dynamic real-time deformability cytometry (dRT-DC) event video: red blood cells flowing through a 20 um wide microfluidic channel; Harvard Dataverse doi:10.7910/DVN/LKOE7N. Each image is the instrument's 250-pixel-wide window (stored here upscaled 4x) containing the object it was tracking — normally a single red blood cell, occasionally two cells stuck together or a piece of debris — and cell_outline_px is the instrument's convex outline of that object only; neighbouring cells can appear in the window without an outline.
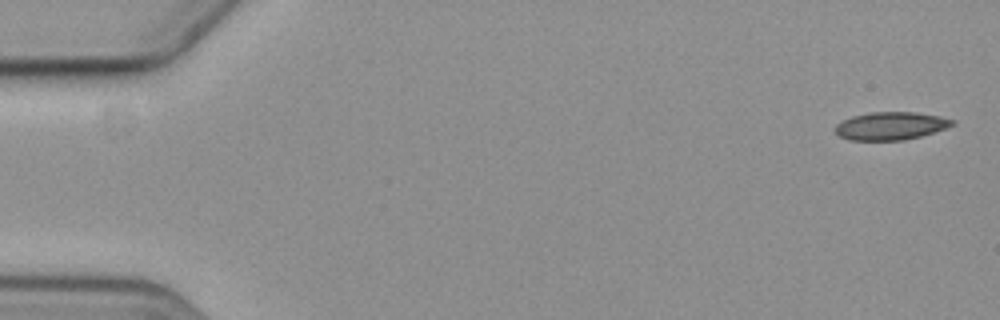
{"species": "common noctule bat (a hibernating species)", "species_latin": "Nyctalus noctula", "temperature_condition": "cold", "stored_images_in_passage": 6, "segment_of_instrument_passage": [1, 2], "camera_frame_rate_fps": 3000, "um_per_image_px": 0.085, "animal": {"sex": "female", "body_mass_g": 19.3, "forearm_length_mm": 54.1}, "frame": {"image": 1, "passage_image": 1, "time_ms": 0.0, "image_size_px": [1000, 320], "cell_outline_px": [[956, 124], [948, 128], [920, 136], [904, 140], [848, 140], [840, 136], [836, 132], [836, 124], [852, 116], [872, 112], [916, 112], [940, 116], [956, 120]], "centroid_in_image_um": [75.77, 10.7], "position_along_channel_um": 9.2, "area_um2": 19.07}}
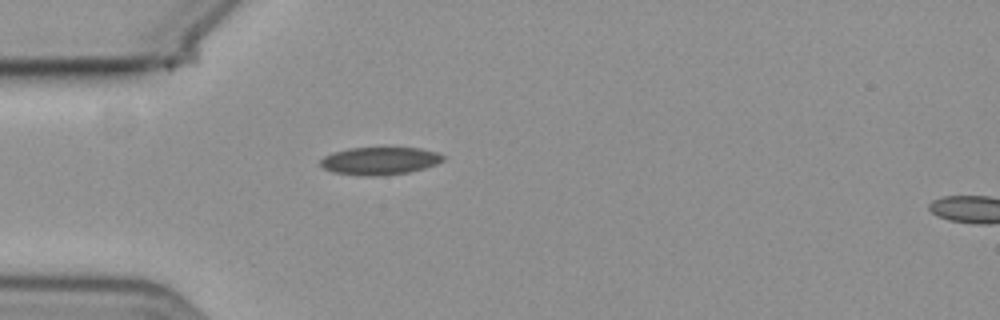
{"frame": {"image": 2, "passage_image": 5, "time_ms": 5.0, "image_size_px": [1000, 320], "cell_outline_px": [[444, 160], [436, 164], [424, 168], [408, 172], [376, 176], [368, 176], [332, 172], [324, 168], [320, 164], [320, 160], [324, 156], [332, 152], [348, 148], [420, 148], [436, 152], [444, 156]], "centroid_in_image_um": [32.26, 13.67], "position_along_channel_um": 52.7, "area_um2": 19.65}}